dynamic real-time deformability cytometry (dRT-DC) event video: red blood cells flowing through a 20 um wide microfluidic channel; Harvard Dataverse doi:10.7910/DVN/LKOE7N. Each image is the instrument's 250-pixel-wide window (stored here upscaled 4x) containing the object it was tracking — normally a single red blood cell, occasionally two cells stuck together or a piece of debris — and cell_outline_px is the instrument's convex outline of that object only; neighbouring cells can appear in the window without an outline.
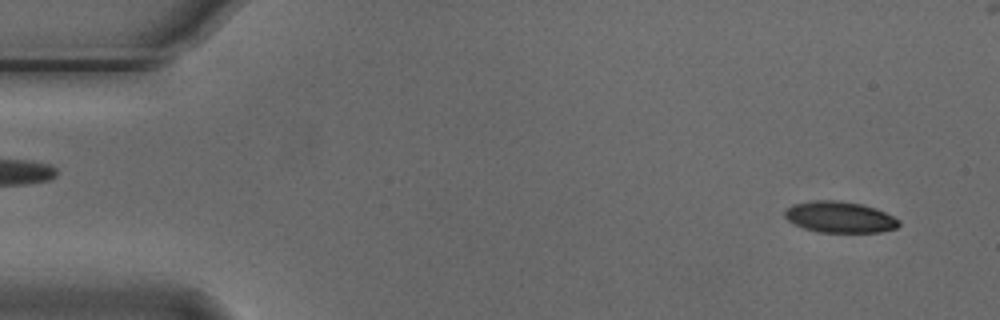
{"species": "Egyptian fruit bat (a non-hibernating species)", "species_latin": "Rousettus aegyptiacus", "temperature_condition": "cold", "stored_images_in_passage": 48, "camera_frame_rate_fps": 3000, "um_per_image_px": 0.085, "animal": {"sex": "male"}, "frame": {"image": 1, "passage_image": 3, "time_ms": 0.667, "image_size_px": [1000, 320], "cell_outline_px": [[900, 224], [896, 228], [880, 232], [816, 232], [804, 228], [788, 220], [784, 216], [784, 212], [792, 204], [812, 200], [840, 200], [860, 204], [876, 208], [900, 220]], "centroid_in_image_um": [71.37, 18.45], "position_along_channel_um": 13.6, "area_um2": 20.75}}
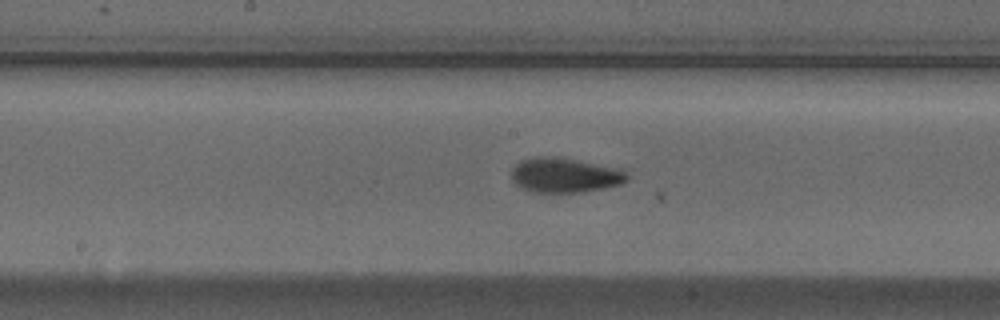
{"frame": {"image": 2, "passage_image": 27, "time_ms": 8.667, "image_size_px": [1000, 320], "cell_outline_px": [[628, 180], [620, 184], [604, 188], [584, 192], [532, 192], [516, 184], [512, 180], [512, 168], [520, 160], [536, 156], [556, 156], [620, 168], [628, 172]], "centroid_in_image_um": [48.02, 14.88], "position_along_channel_um": 200.2, "area_um2": 23.58}}
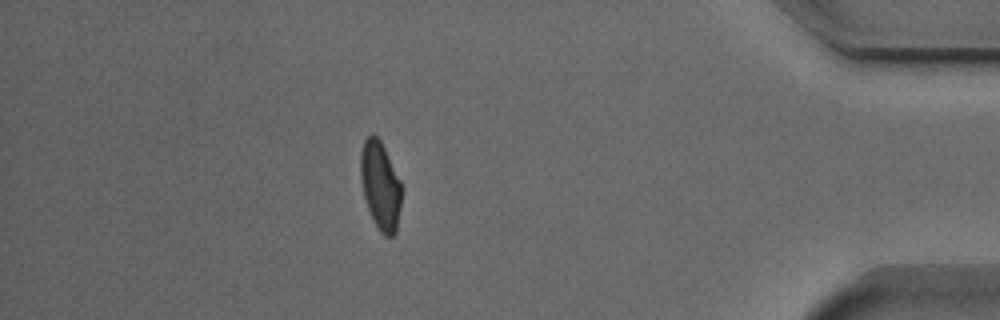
{"frame": {"image": 3, "passage_image": 47, "time_ms": 15.333, "image_size_px": [1000, 320], "cell_outline_px": [[404, 188], [396, 232], [392, 236], [384, 236], [380, 232], [372, 220], [364, 196], [360, 180], [360, 152], [364, 140], [372, 132], [380, 140]], "centroid_in_image_um": [32.34, 15.79], "position_along_channel_um": 402.9, "area_um2": 21.44}, "authors_computed_cell_mechanics": {"area_um2": 21.9929, "velocity_mm_per_s": 3.7453, "shape_relaxation_time_tau1_ms": 2.9072, "shape_relaxation_time_tau2_ms": 2.3033, "deformation_change_tau1": 0.1304, "deformation_change_tau2": 0.0589}}